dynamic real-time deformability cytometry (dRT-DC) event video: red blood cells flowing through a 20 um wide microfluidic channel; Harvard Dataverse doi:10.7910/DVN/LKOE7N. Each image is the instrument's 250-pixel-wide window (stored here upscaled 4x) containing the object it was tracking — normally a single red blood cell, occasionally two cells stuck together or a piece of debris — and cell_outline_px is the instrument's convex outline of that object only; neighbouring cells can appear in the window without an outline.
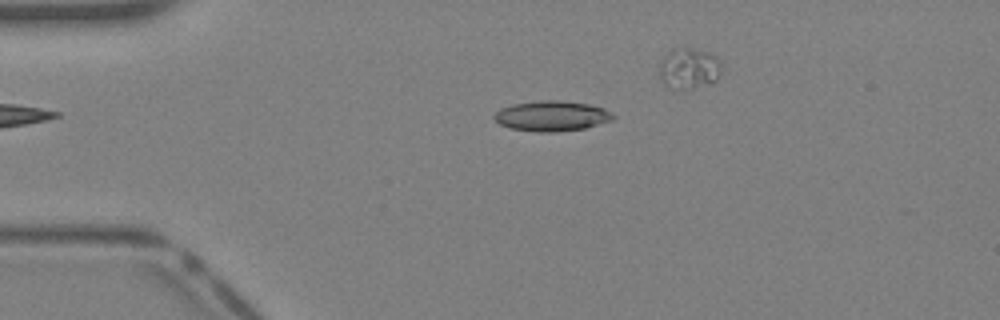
{"species": "Egyptian fruit bat (a non-hibernating species)", "species_latin": "Rousettus aegyptiacus", "temperature_condition": "warm", "stored_images_in_passage": 31, "camera_frame_rate_fps": 3000, "um_per_image_px": 0.085, "animal": {"sex": "female"}, "frame": {"image": 1, "passage_image": 9, "time_ms": 2.667, "image_size_px": [1000, 320], "cell_outline_px": [[616, 116], [612, 120], [584, 128], [552, 132], [540, 132], [512, 128], [500, 124], [492, 116], [500, 108], [512, 104], [540, 100], [560, 100], [588, 104], [604, 108], [612, 112]], "centroid_in_image_um": [46.9, 9.84], "position_along_channel_um": 38.1, "area_um2": 20.87}}
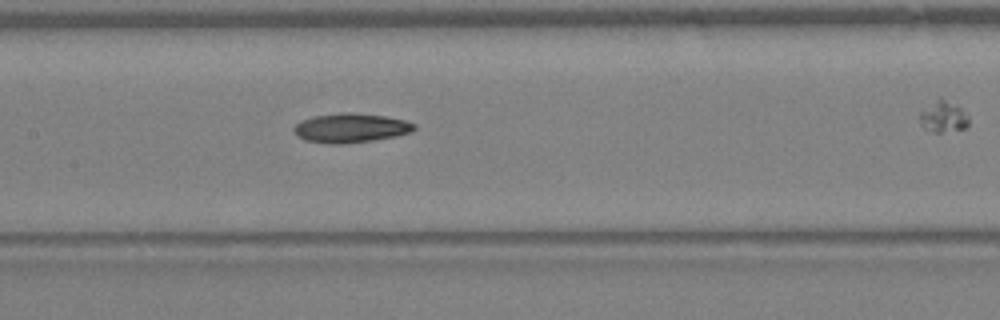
{"frame": {"image": 2, "passage_image": 19, "time_ms": 6.0, "image_size_px": [1000, 320], "cell_outline_px": [[416, 128], [412, 132], [372, 140], [340, 144], [332, 144], [308, 140], [296, 136], [292, 128], [300, 120], [312, 116], [340, 112], [352, 112], [384, 116], [404, 120], [416, 124]], "centroid_in_image_um": [29.77, 10.86], "position_along_channel_um": 177.6, "area_um2": 20.46}}
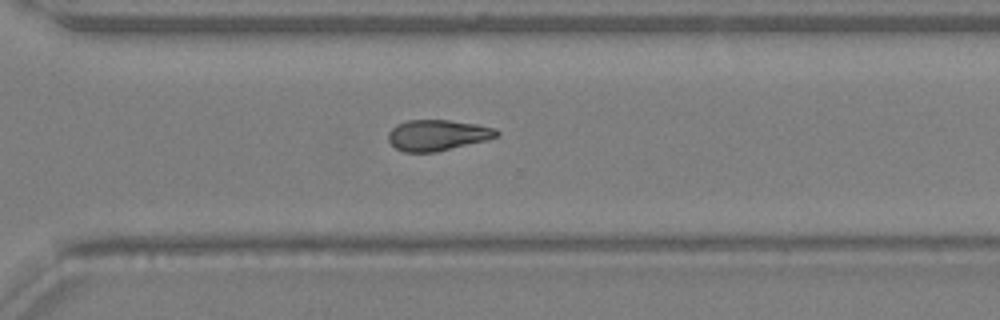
{"frame": {"image": 3, "passage_image": 28, "time_ms": 9.0, "image_size_px": [1000, 320], "cell_outline_px": [[500, 132], [496, 136], [488, 140], [436, 152], [404, 152], [396, 148], [388, 140], [388, 132], [396, 124], [408, 120], [448, 120], [476, 124], [496, 128]], "centroid_in_image_um": [37.18, 11.49], "position_along_channel_um": 333.4, "area_um2": 19.54}}